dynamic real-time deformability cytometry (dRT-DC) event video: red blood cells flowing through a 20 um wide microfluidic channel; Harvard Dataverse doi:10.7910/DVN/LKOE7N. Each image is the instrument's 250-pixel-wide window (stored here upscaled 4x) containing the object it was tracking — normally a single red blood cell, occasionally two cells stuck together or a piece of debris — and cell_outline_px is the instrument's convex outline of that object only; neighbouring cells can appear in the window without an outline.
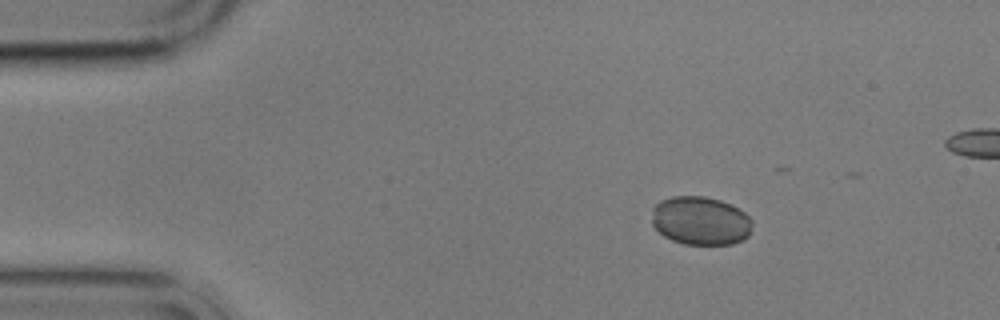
{"species": "common noctule bat (a hibernating species)", "species_latin": "Nyctalus noctula", "temperature_condition": "cold", "stored_images_in_passage": 4, "camera_frame_rate_fps": 3000, "um_per_image_px": 0.085, "animal": {"sex": "male", "body_mass_g": 17.9}, "frame": {"image": 1, "passage_image": 2, "time_ms": 1.333, "image_size_px": [1000, 320], "cell_outline_px": [[752, 224], [748, 236], [744, 240], [732, 244], [684, 244], [672, 240], [664, 236], [652, 224], [652, 208], [660, 200], [672, 196], [704, 196], [720, 200], [732, 204], [740, 208], [752, 220]], "centroid_in_image_um": [59.55, 18.75], "position_along_channel_um": 25.4, "area_um2": 28.67}}